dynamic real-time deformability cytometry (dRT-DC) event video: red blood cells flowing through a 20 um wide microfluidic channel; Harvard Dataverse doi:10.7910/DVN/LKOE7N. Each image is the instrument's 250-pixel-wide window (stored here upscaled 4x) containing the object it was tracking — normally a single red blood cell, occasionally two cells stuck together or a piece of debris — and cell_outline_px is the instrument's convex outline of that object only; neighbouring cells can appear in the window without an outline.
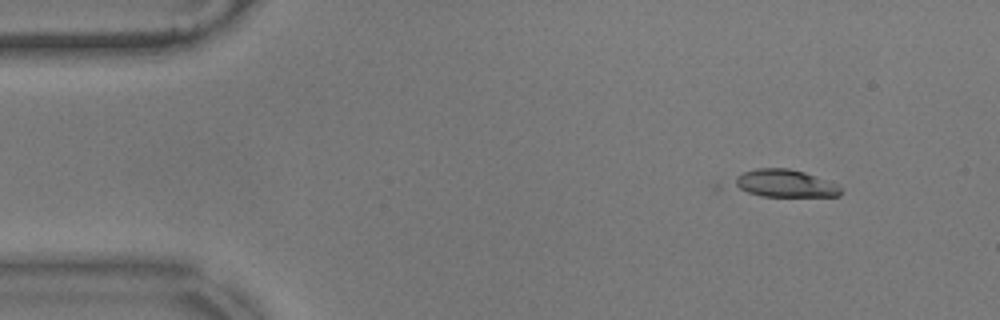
{"species": "common noctule bat (a hibernating species)", "species_latin": "Nyctalus noctula", "temperature_condition": "warm", "stored_images_in_passage": 2, "segment_of_instrument_passage": [1, 2], "camera_frame_rate_fps": 3000, "um_per_image_px": 0.085, "animal": {"sex": "male", "body_mass_g": 17.9}, "frame": {"image": 1, "passage_image": 1, "time_ms": 0.0, "image_size_px": [1000, 320], "cell_outline_px": [[840, 196], [760, 196], [716, 192], [708, 184], [756, 168], [788, 168], [804, 172], [836, 184], [840, 188]], "centroid_in_image_um": [65.97, 15.63], "position_along_channel_um": 19.0, "area_um2": 19.77}}